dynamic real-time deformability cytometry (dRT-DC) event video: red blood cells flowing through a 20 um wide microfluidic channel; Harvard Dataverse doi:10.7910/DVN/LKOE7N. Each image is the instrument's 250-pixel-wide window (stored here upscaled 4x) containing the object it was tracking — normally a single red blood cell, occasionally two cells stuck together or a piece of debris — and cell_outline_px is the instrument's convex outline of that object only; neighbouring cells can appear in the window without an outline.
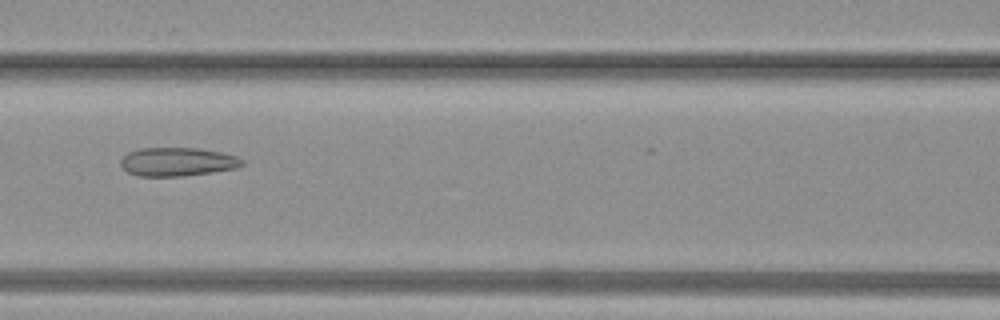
{"species": "common noctule bat (a hibernating species)", "species_latin": "Nyctalus noctula", "temperature_condition": "warm", "stored_images_in_passage": 18, "camera_frame_rate_fps": 3000, "um_per_image_px": 0.085, "animal": {"sex": "female", "body_mass_g": 19.3, "forearm_length_mm": 54.1}, "frame": {"image": 1, "passage_image": 12, "time_ms": 3.667, "image_size_px": [1000, 320], "cell_outline_px": [[244, 164], [236, 168], [212, 172], [184, 176], [140, 176], [128, 172], [120, 164], [120, 160], [128, 152], [140, 148], [200, 148], [220, 152], [236, 156], [244, 160]], "centroid_in_image_um": [15.09, 13.75], "position_along_channel_um": 151.5, "area_um2": 20.23}}
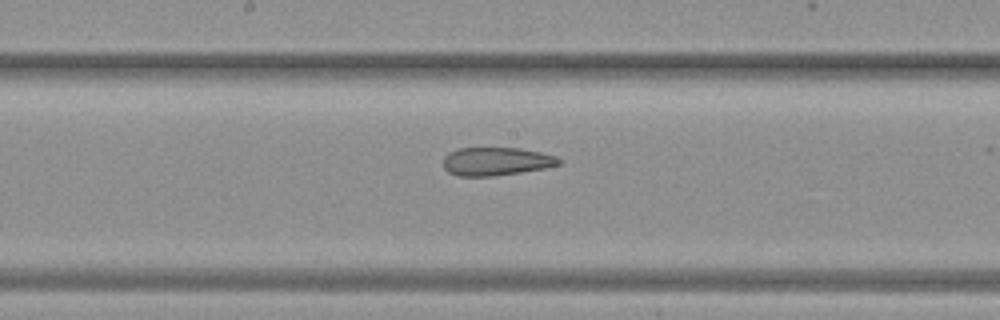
{"frame": {"image": 2, "passage_image": 15, "time_ms": 4.667, "image_size_px": [1000, 320], "cell_outline_px": [[560, 164], [544, 168], [520, 172], [492, 176], [460, 176], [448, 172], [444, 168], [444, 156], [448, 152], [460, 148], [520, 148], [540, 152], [556, 156], [560, 160]], "centroid_in_image_um": [42.15, 13.71], "position_along_channel_um": 206.0, "area_um2": 18.9}}
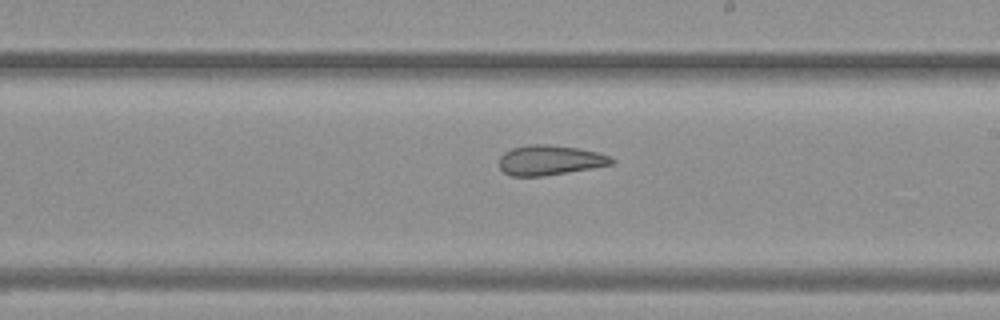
{"frame": {"image": 3, "passage_image": 17, "time_ms": 5.333, "image_size_px": [1000, 320], "cell_outline_px": [[616, 160], [612, 164], [568, 172], [544, 176], [512, 176], [504, 172], [500, 168], [500, 156], [504, 152], [512, 148], [528, 144], [544, 144], [576, 148], [596, 152], [612, 156]], "centroid_in_image_um": [46.73, 13.61], "position_along_channel_um": 242.3, "area_um2": 19.48}}